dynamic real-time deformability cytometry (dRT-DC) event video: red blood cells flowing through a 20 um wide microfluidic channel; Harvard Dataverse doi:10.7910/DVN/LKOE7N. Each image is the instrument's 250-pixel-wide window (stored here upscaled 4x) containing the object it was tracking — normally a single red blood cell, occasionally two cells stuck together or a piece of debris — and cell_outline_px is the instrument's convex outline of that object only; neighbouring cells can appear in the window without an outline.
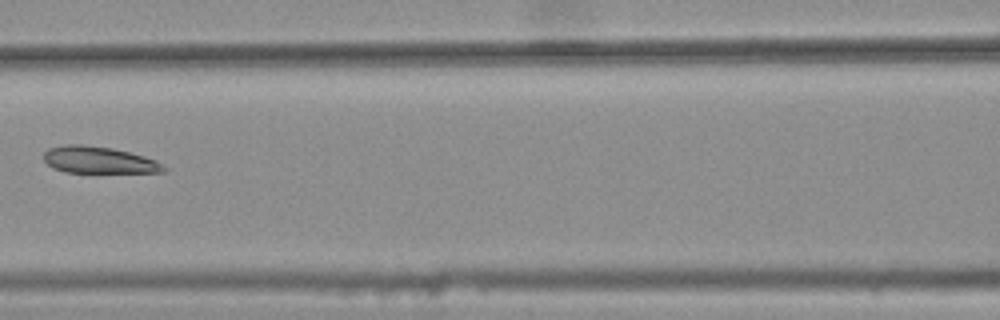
{"species": "common noctule bat (a hibernating species)", "species_latin": "Nyctalus noctula", "temperature_condition": "warm", "stored_images_in_passage": 7, "camera_frame_rate_fps": 3000, "um_per_image_px": 0.085, "animal": {"sex": "female", "body_mass_g": 25.1}, "frame": {"image": 1, "passage_image": 7, "time_ms": 2.0, "image_size_px": [1000, 320], "cell_outline_px": [[168, 168], [164, 172], [64, 172], [52, 168], [44, 160], [44, 152], [48, 148], [64, 144], [80, 144], [112, 148], [144, 156], [156, 160]], "centroid_in_image_um": [8.37, 13.59], "position_along_channel_um": 158.2, "area_um2": 18.73}}